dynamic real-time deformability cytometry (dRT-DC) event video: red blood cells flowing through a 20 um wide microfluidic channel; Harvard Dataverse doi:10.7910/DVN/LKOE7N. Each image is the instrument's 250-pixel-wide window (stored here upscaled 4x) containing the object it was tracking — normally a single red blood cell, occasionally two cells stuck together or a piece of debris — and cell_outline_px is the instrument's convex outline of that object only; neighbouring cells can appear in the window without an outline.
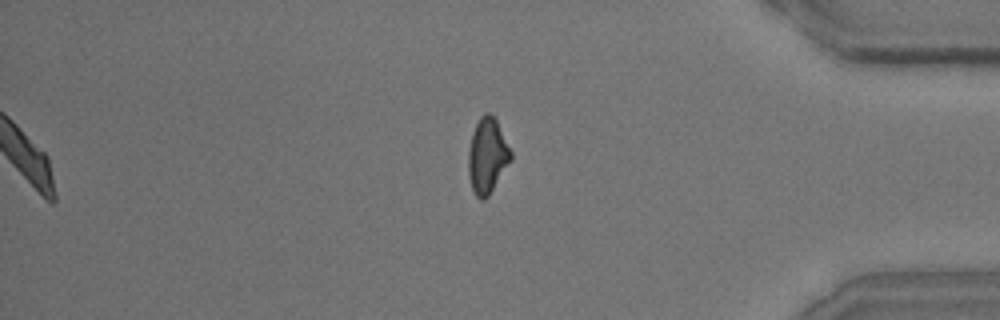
{"species": "common noctule bat (a hibernating species)", "species_latin": "Nyctalus noctula", "temperature_condition": "room temperature", "stored_images_in_passage": 42, "camera_frame_rate_fps": 3000, "um_per_image_px": 0.085, "animal": {"sex": "male", "body_mass_g": 15.6}, "frame": {"image": 1, "passage_image": 42, "time_ms": 13.667, "image_size_px": [1000, 320], "cell_outline_px": [[512, 160], [488, 196], [484, 200], [480, 200], [476, 196], [472, 188], [468, 176], [468, 152], [472, 132], [480, 116], [484, 112], [488, 112], [496, 120], [512, 152]], "centroid_in_image_um": [41.42, 13.25], "position_along_channel_um": 393.8, "area_um2": 18.67}, "authors_computed_cell_mechanics": {"area_um2": 21.4438, "velocity_mm_per_s": 4.0293, "shape_relaxation_time_tau1_ms": 3.4178, "shape_relaxation_time_tau2_ms": 4.6139, "deformation_change_tau1": 0.1456, "deformation_change_tau2": 0.1149}}